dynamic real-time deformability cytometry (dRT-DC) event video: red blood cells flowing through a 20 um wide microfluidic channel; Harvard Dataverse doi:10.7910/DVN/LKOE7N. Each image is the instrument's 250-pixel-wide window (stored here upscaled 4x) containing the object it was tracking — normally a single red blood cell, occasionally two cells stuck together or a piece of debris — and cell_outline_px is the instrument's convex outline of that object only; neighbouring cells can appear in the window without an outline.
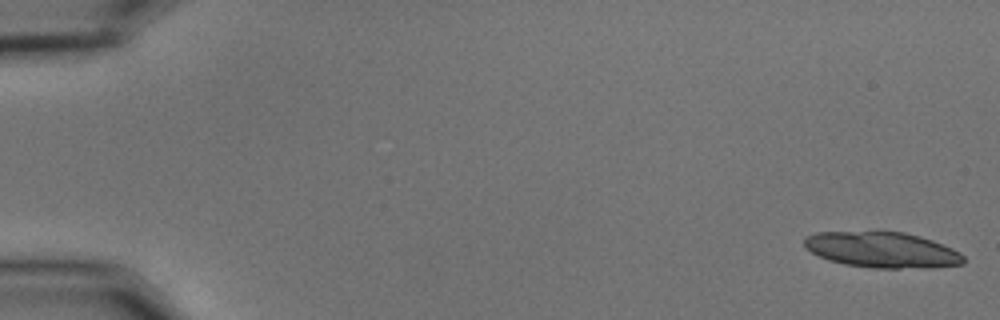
{"species": "common noctule bat (a hibernating species)", "species_latin": "Nyctalus noctula", "temperature_condition": "cold", "stored_images_in_passage": 56, "camera_frame_rate_fps": 3000, "um_per_image_px": 0.085, "animal": {"sex": "male", "body_mass_g": 15.6}, "frame": {"image": 1, "passage_image": 1, "time_ms": 0.0, "image_size_px": [1000, 320], "cell_outline_px": [[964, 264], [932, 268], [872, 268], [844, 264], [828, 260], [804, 248], [804, 236], [816, 232], [904, 232], [920, 236], [932, 240], [952, 248], [960, 252], [964, 256]], "centroid_in_image_um": [74.99, 21.25], "position_along_channel_um": 10.0, "area_um2": 33.29}}
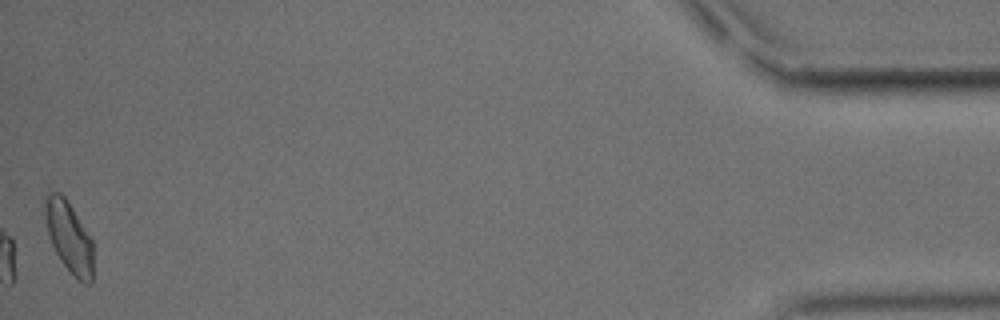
{"frame": {"image": 2, "passage_image": 56, "time_ms": 18.333, "image_size_px": [1000, 320], "cell_outline_px": [[92, 284], [84, 284], [76, 280], [72, 276], [60, 260], [52, 244], [48, 232], [44, 216], [44, 196], [48, 188], [60, 192], [64, 196], [72, 208], [92, 240]], "centroid_in_image_um": [5.83, 20.12], "position_along_channel_um": 429.4, "area_um2": 20.23}, "authors_computed_cell_mechanics": {"area_um2": 18.8139, "velocity_mm_per_s": 3.6023, "shape_relaxation_time_tau1_ms": 3.0404, "shape_relaxation_time_tau2_ms": 9.1912, "deformation_change_tau1": 0.0911, "deformation_change_tau2": 0.1447}}